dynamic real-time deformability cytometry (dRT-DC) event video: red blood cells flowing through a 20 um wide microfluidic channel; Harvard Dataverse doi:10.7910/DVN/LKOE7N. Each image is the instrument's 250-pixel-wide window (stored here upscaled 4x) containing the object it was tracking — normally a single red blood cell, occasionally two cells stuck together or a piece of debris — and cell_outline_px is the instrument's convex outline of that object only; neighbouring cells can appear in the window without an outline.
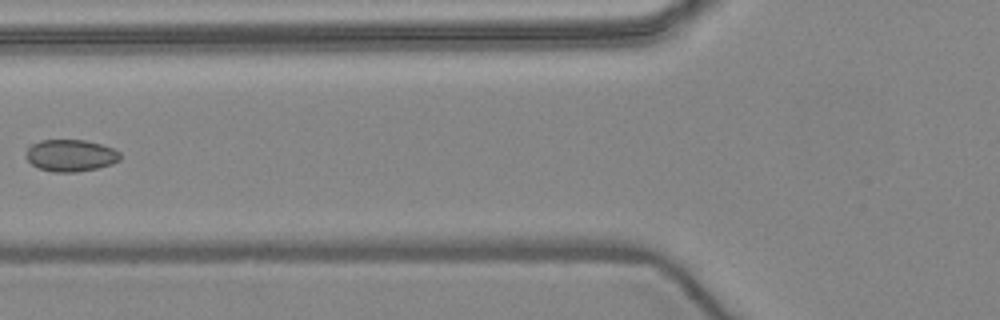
{"species": "common noctule bat (a hibernating species)", "species_latin": "Nyctalus noctula", "temperature_condition": "warm", "stored_images_in_passage": 6, "camera_frame_rate_fps": 3000, "um_per_image_px": 0.085, "animal": {"sex": "female", "body_mass_g": 24.6, "forearm_length_mm": 56.2}, "frame": {"image": 1, "passage_image": 5, "time_ms": 6.333, "image_size_px": [1000, 320], "cell_outline_px": [[120, 160], [112, 164], [96, 168], [76, 172], [52, 172], [40, 168], [32, 164], [24, 156], [28, 144], [40, 140], [84, 140], [100, 144], [112, 148], [120, 152]], "centroid_in_image_um": [5.96, 13.21], "position_along_channel_um": 119.8, "area_um2": 17.63}}
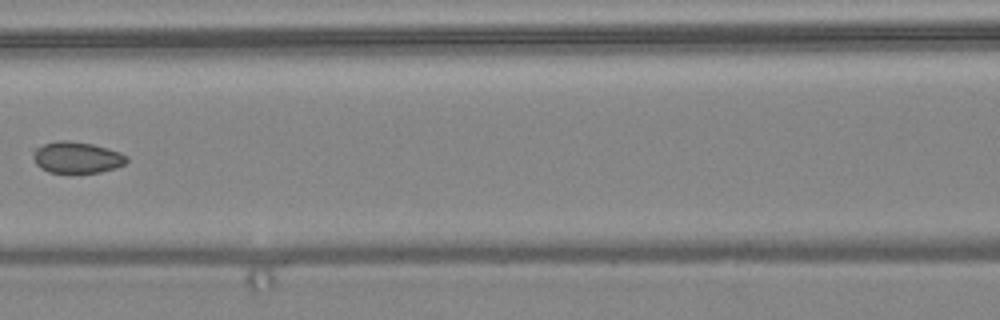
{"frame": {"image": 2, "passage_image": 6, "time_ms": 7.333, "image_size_px": [1000, 320], "cell_outline_px": [[128, 160], [124, 164], [116, 168], [100, 172], [48, 172], [40, 168], [36, 164], [32, 156], [32, 148], [56, 140], [68, 140], [92, 144], [108, 148], [120, 152], [128, 156]], "centroid_in_image_um": [6.5, 13.37], "position_along_channel_um": 160.1, "area_um2": 17.28}}